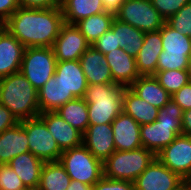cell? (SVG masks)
I'll return each mask as SVG.
<instances>
[{
  "label": "cell",
  "instance_id": "7dc6e473",
  "mask_svg": "<svg viewBox=\"0 0 191 190\" xmlns=\"http://www.w3.org/2000/svg\"><path fill=\"white\" fill-rule=\"evenodd\" d=\"M6 30V22L3 19H0V36Z\"/></svg>",
  "mask_w": 191,
  "mask_h": 190
},
{
  "label": "cell",
  "instance_id": "4fadbf2b",
  "mask_svg": "<svg viewBox=\"0 0 191 190\" xmlns=\"http://www.w3.org/2000/svg\"><path fill=\"white\" fill-rule=\"evenodd\" d=\"M182 134V123H167L155 120L140 125L142 146L155 155Z\"/></svg>",
  "mask_w": 191,
  "mask_h": 190
},
{
  "label": "cell",
  "instance_id": "bcb514c9",
  "mask_svg": "<svg viewBox=\"0 0 191 190\" xmlns=\"http://www.w3.org/2000/svg\"><path fill=\"white\" fill-rule=\"evenodd\" d=\"M172 190H188V179L183 180L179 185H177Z\"/></svg>",
  "mask_w": 191,
  "mask_h": 190
},
{
  "label": "cell",
  "instance_id": "3957f363",
  "mask_svg": "<svg viewBox=\"0 0 191 190\" xmlns=\"http://www.w3.org/2000/svg\"><path fill=\"white\" fill-rule=\"evenodd\" d=\"M125 88L118 83L87 86L84 100L87 103L89 125L112 123L123 112Z\"/></svg>",
  "mask_w": 191,
  "mask_h": 190
},
{
  "label": "cell",
  "instance_id": "d6a6232c",
  "mask_svg": "<svg viewBox=\"0 0 191 190\" xmlns=\"http://www.w3.org/2000/svg\"><path fill=\"white\" fill-rule=\"evenodd\" d=\"M165 22L179 33L191 37V1Z\"/></svg>",
  "mask_w": 191,
  "mask_h": 190
},
{
  "label": "cell",
  "instance_id": "f6af8a7d",
  "mask_svg": "<svg viewBox=\"0 0 191 190\" xmlns=\"http://www.w3.org/2000/svg\"><path fill=\"white\" fill-rule=\"evenodd\" d=\"M92 187L93 186L81 183L80 181L71 180L67 190H92Z\"/></svg>",
  "mask_w": 191,
  "mask_h": 190
},
{
  "label": "cell",
  "instance_id": "8d00e7d4",
  "mask_svg": "<svg viewBox=\"0 0 191 190\" xmlns=\"http://www.w3.org/2000/svg\"><path fill=\"white\" fill-rule=\"evenodd\" d=\"M92 190H135V187L133 182L113 180L103 176L93 185Z\"/></svg>",
  "mask_w": 191,
  "mask_h": 190
},
{
  "label": "cell",
  "instance_id": "8fae6325",
  "mask_svg": "<svg viewBox=\"0 0 191 190\" xmlns=\"http://www.w3.org/2000/svg\"><path fill=\"white\" fill-rule=\"evenodd\" d=\"M183 180L155 157L133 183L135 190H172Z\"/></svg>",
  "mask_w": 191,
  "mask_h": 190
},
{
  "label": "cell",
  "instance_id": "30bf717a",
  "mask_svg": "<svg viewBox=\"0 0 191 190\" xmlns=\"http://www.w3.org/2000/svg\"><path fill=\"white\" fill-rule=\"evenodd\" d=\"M156 157L182 179L191 178V136H177Z\"/></svg>",
  "mask_w": 191,
  "mask_h": 190
},
{
  "label": "cell",
  "instance_id": "836d02e7",
  "mask_svg": "<svg viewBox=\"0 0 191 190\" xmlns=\"http://www.w3.org/2000/svg\"><path fill=\"white\" fill-rule=\"evenodd\" d=\"M17 173L8 165H0V190H25Z\"/></svg>",
  "mask_w": 191,
  "mask_h": 190
},
{
  "label": "cell",
  "instance_id": "74e56055",
  "mask_svg": "<svg viewBox=\"0 0 191 190\" xmlns=\"http://www.w3.org/2000/svg\"><path fill=\"white\" fill-rule=\"evenodd\" d=\"M91 46L103 54H107L112 50L114 51V49L120 48V45H117L116 34H114L111 29L105 32Z\"/></svg>",
  "mask_w": 191,
  "mask_h": 190
},
{
  "label": "cell",
  "instance_id": "d4e9b609",
  "mask_svg": "<svg viewBox=\"0 0 191 190\" xmlns=\"http://www.w3.org/2000/svg\"><path fill=\"white\" fill-rule=\"evenodd\" d=\"M129 88L158 109L171 100V95L159 84L154 75L138 77Z\"/></svg>",
  "mask_w": 191,
  "mask_h": 190
},
{
  "label": "cell",
  "instance_id": "5bb4252c",
  "mask_svg": "<svg viewBox=\"0 0 191 190\" xmlns=\"http://www.w3.org/2000/svg\"><path fill=\"white\" fill-rule=\"evenodd\" d=\"M82 144L104 162L115 151L111 123L88 125L82 135Z\"/></svg>",
  "mask_w": 191,
  "mask_h": 190
},
{
  "label": "cell",
  "instance_id": "1f68e13d",
  "mask_svg": "<svg viewBox=\"0 0 191 190\" xmlns=\"http://www.w3.org/2000/svg\"><path fill=\"white\" fill-rule=\"evenodd\" d=\"M154 77L171 96L190 82L187 70L156 71Z\"/></svg>",
  "mask_w": 191,
  "mask_h": 190
},
{
  "label": "cell",
  "instance_id": "f1b7e54d",
  "mask_svg": "<svg viewBox=\"0 0 191 190\" xmlns=\"http://www.w3.org/2000/svg\"><path fill=\"white\" fill-rule=\"evenodd\" d=\"M71 178L59 161L45 162L37 190H67Z\"/></svg>",
  "mask_w": 191,
  "mask_h": 190
},
{
  "label": "cell",
  "instance_id": "83f0119b",
  "mask_svg": "<svg viewBox=\"0 0 191 190\" xmlns=\"http://www.w3.org/2000/svg\"><path fill=\"white\" fill-rule=\"evenodd\" d=\"M110 29L116 34L117 45L129 55L136 57L144 43L145 32L116 18L113 19Z\"/></svg>",
  "mask_w": 191,
  "mask_h": 190
},
{
  "label": "cell",
  "instance_id": "2e32d148",
  "mask_svg": "<svg viewBox=\"0 0 191 190\" xmlns=\"http://www.w3.org/2000/svg\"><path fill=\"white\" fill-rule=\"evenodd\" d=\"M115 150L130 151L143 147L140 125L124 111L111 123Z\"/></svg>",
  "mask_w": 191,
  "mask_h": 190
},
{
  "label": "cell",
  "instance_id": "f546056e",
  "mask_svg": "<svg viewBox=\"0 0 191 190\" xmlns=\"http://www.w3.org/2000/svg\"><path fill=\"white\" fill-rule=\"evenodd\" d=\"M115 15L109 12L94 14L78 21L75 25L92 45L98 38L111 28Z\"/></svg>",
  "mask_w": 191,
  "mask_h": 190
},
{
  "label": "cell",
  "instance_id": "44dd1931",
  "mask_svg": "<svg viewBox=\"0 0 191 190\" xmlns=\"http://www.w3.org/2000/svg\"><path fill=\"white\" fill-rule=\"evenodd\" d=\"M25 47L7 30L0 36V78L20 72Z\"/></svg>",
  "mask_w": 191,
  "mask_h": 190
},
{
  "label": "cell",
  "instance_id": "d590c367",
  "mask_svg": "<svg viewBox=\"0 0 191 190\" xmlns=\"http://www.w3.org/2000/svg\"><path fill=\"white\" fill-rule=\"evenodd\" d=\"M183 110L171 99L159 109L157 121L167 123H182Z\"/></svg>",
  "mask_w": 191,
  "mask_h": 190
},
{
  "label": "cell",
  "instance_id": "f907efd6",
  "mask_svg": "<svg viewBox=\"0 0 191 190\" xmlns=\"http://www.w3.org/2000/svg\"><path fill=\"white\" fill-rule=\"evenodd\" d=\"M25 190H35V189H32V188H26Z\"/></svg>",
  "mask_w": 191,
  "mask_h": 190
},
{
  "label": "cell",
  "instance_id": "9c48e42d",
  "mask_svg": "<svg viewBox=\"0 0 191 190\" xmlns=\"http://www.w3.org/2000/svg\"><path fill=\"white\" fill-rule=\"evenodd\" d=\"M20 123L27 133L29 152L44 162L59 161L62 151L39 116Z\"/></svg>",
  "mask_w": 191,
  "mask_h": 190
},
{
  "label": "cell",
  "instance_id": "ba28073f",
  "mask_svg": "<svg viewBox=\"0 0 191 190\" xmlns=\"http://www.w3.org/2000/svg\"><path fill=\"white\" fill-rule=\"evenodd\" d=\"M115 18L144 32L158 31L166 21L151 0H125Z\"/></svg>",
  "mask_w": 191,
  "mask_h": 190
},
{
  "label": "cell",
  "instance_id": "f35d334b",
  "mask_svg": "<svg viewBox=\"0 0 191 190\" xmlns=\"http://www.w3.org/2000/svg\"><path fill=\"white\" fill-rule=\"evenodd\" d=\"M171 99L183 110L191 109V82L181 87Z\"/></svg>",
  "mask_w": 191,
  "mask_h": 190
},
{
  "label": "cell",
  "instance_id": "cb8c5ba5",
  "mask_svg": "<svg viewBox=\"0 0 191 190\" xmlns=\"http://www.w3.org/2000/svg\"><path fill=\"white\" fill-rule=\"evenodd\" d=\"M74 99L76 97L72 93H68L54 76L38 90L40 113L55 112L62 105Z\"/></svg>",
  "mask_w": 191,
  "mask_h": 190
},
{
  "label": "cell",
  "instance_id": "9a60e30c",
  "mask_svg": "<svg viewBox=\"0 0 191 190\" xmlns=\"http://www.w3.org/2000/svg\"><path fill=\"white\" fill-rule=\"evenodd\" d=\"M39 117L45 122L48 131L62 152L82 145L83 134L72 127L56 111L40 113Z\"/></svg>",
  "mask_w": 191,
  "mask_h": 190
},
{
  "label": "cell",
  "instance_id": "ac0fdd59",
  "mask_svg": "<svg viewBox=\"0 0 191 190\" xmlns=\"http://www.w3.org/2000/svg\"><path fill=\"white\" fill-rule=\"evenodd\" d=\"M110 72L115 83L129 87L140 74L137 70L135 57L118 48L105 54Z\"/></svg>",
  "mask_w": 191,
  "mask_h": 190
},
{
  "label": "cell",
  "instance_id": "681fc988",
  "mask_svg": "<svg viewBox=\"0 0 191 190\" xmlns=\"http://www.w3.org/2000/svg\"><path fill=\"white\" fill-rule=\"evenodd\" d=\"M188 190H191V178L188 179Z\"/></svg>",
  "mask_w": 191,
  "mask_h": 190
},
{
  "label": "cell",
  "instance_id": "ffe728a7",
  "mask_svg": "<svg viewBox=\"0 0 191 190\" xmlns=\"http://www.w3.org/2000/svg\"><path fill=\"white\" fill-rule=\"evenodd\" d=\"M162 51L161 29L145 32L144 43L135 57L140 76L154 75L156 73L158 58Z\"/></svg>",
  "mask_w": 191,
  "mask_h": 190
},
{
  "label": "cell",
  "instance_id": "ee69618b",
  "mask_svg": "<svg viewBox=\"0 0 191 190\" xmlns=\"http://www.w3.org/2000/svg\"><path fill=\"white\" fill-rule=\"evenodd\" d=\"M125 0H102L106 12L116 14Z\"/></svg>",
  "mask_w": 191,
  "mask_h": 190
},
{
  "label": "cell",
  "instance_id": "60d3db41",
  "mask_svg": "<svg viewBox=\"0 0 191 190\" xmlns=\"http://www.w3.org/2000/svg\"><path fill=\"white\" fill-rule=\"evenodd\" d=\"M24 8L46 9L61 6V0H19Z\"/></svg>",
  "mask_w": 191,
  "mask_h": 190
},
{
  "label": "cell",
  "instance_id": "4dcf8cb0",
  "mask_svg": "<svg viewBox=\"0 0 191 190\" xmlns=\"http://www.w3.org/2000/svg\"><path fill=\"white\" fill-rule=\"evenodd\" d=\"M56 112L82 134L89 125L87 103L84 98H76L62 105Z\"/></svg>",
  "mask_w": 191,
  "mask_h": 190
},
{
  "label": "cell",
  "instance_id": "c3c4849f",
  "mask_svg": "<svg viewBox=\"0 0 191 190\" xmlns=\"http://www.w3.org/2000/svg\"><path fill=\"white\" fill-rule=\"evenodd\" d=\"M187 71H188L189 80L191 82V57L189 58Z\"/></svg>",
  "mask_w": 191,
  "mask_h": 190
},
{
  "label": "cell",
  "instance_id": "7c38bea8",
  "mask_svg": "<svg viewBox=\"0 0 191 190\" xmlns=\"http://www.w3.org/2000/svg\"><path fill=\"white\" fill-rule=\"evenodd\" d=\"M91 45L76 25L64 24L57 36L52 49L56 61L79 60Z\"/></svg>",
  "mask_w": 191,
  "mask_h": 190
},
{
  "label": "cell",
  "instance_id": "e575fe53",
  "mask_svg": "<svg viewBox=\"0 0 191 190\" xmlns=\"http://www.w3.org/2000/svg\"><path fill=\"white\" fill-rule=\"evenodd\" d=\"M191 0H151L152 5L159 14L167 20L170 16L176 14L186 3Z\"/></svg>",
  "mask_w": 191,
  "mask_h": 190
},
{
  "label": "cell",
  "instance_id": "4316f807",
  "mask_svg": "<svg viewBox=\"0 0 191 190\" xmlns=\"http://www.w3.org/2000/svg\"><path fill=\"white\" fill-rule=\"evenodd\" d=\"M64 22L75 25L94 14L106 12L102 0H61Z\"/></svg>",
  "mask_w": 191,
  "mask_h": 190
},
{
  "label": "cell",
  "instance_id": "52a82bcc",
  "mask_svg": "<svg viewBox=\"0 0 191 190\" xmlns=\"http://www.w3.org/2000/svg\"><path fill=\"white\" fill-rule=\"evenodd\" d=\"M56 58L52 47H27L20 72L38 91L55 74Z\"/></svg>",
  "mask_w": 191,
  "mask_h": 190
},
{
  "label": "cell",
  "instance_id": "e0dca14e",
  "mask_svg": "<svg viewBox=\"0 0 191 190\" xmlns=\"http://www.w3.org/2000/svg\"><path fill=\"white\" fill-rule=\"evenodd\" d=\"M55 80L76 98H84L88 86L79 60L57 61Z\"/></svg>",
  "mask_w": 191,
  "mask_h": 190
},
{
  "label": "cell",
  "instance_id": "7bdbcfd3",
  "mask_svg": "<svg viewBox=\"0 0 191 190\" xmlns=\"http://www.w3.org/2000/svg\"><path fill=\"white\" fill-rule=\"evenodd\" d=\"M182 135L191 136V109L183 111Z\"/></svg>",
  "mask_w": 191,
  "mask_h": 190
},
{
  "label": "cell",
  "instance_id": "5b68a950",
  "mask_svg": "<svg viewBox=\"0 0 191 190\" xmlns=\"http://www.w3.org/2000/svg\"><path fill=\"white\" fill-rule=\"evenodd\" d=\"M163 51L156 71L187 70L191 57V37L179 33L166 22L161 28Z\"/></svg>",
  "mask_w": 191,
  "mask_h": 190
},
{
  "label": "cell",
  "instance_id": "484cf974",
  "mask_svg": "<svg viewBox=\"0 0 191 190\" xmlns=\"http://www.w3.org/2000/svg\"><path fill=\"white\" fill-rule=\"evenodd\" d=\"M123 111L130 115L139 125L157 120L159 109L141 99L129 87L123 93Z\"/></svg>",
  "mask_w": 191,
  "mask_h": 190
},
{
  "label": "cell",
  "instance_id": "7a4b0ae2",
  "mask_svg": "<svg viewBox=\"0 0 191 190\" xmlns=\"http://www.w3.org/2000/svg\"><path fill=\"white\" fill-rule=\"evenodd\" d=\"M0 104L19 122L40 114L38 91L21 72L0 78Z\"/></svg>",
  "mask_w": 191,
  "mask_h": 190
},
{
  "label": "cell",
  "instance_id": "8992f818",
  "mask_svg": "<svg viewBox=\"0 0 191 190\" xmlns=\"http://www.w3.org/2000/svg\"><path fill=\"white\" fill-rule=\"evenodd\" d=\"M59 162L71 180L93 186L103 177V162L82 144L62 152Z\"/></svg>",
  "mask_w": 191,
  "mask_h": 190
},
{
  "label": "cell",
  "instance_id": "277c9868",
  "mask_svg": "<svg viewBox=\"0 0 191 190\" xmlns=\"http://www.w3.org/2000/svg\"><path fill=\"white\" fill-rule=\"evenodd\" d=\"M156 155L144 147L130 150H115L103 162V176L113 180L134 182L155 159Z\"/></svg>",
  "mask_w": 191,
  "mask_h": 190
},
{
  "label": "cell",
  "instance_id": "b9f144b4",
  "mask_svg": "<svg viewBox=\"0 0 191 190\" xmlns=\"http://www.w3.org/2000/svg\"><path fill=\"white\" fill-rule=\"evenodd\" d=\"M19 7V0H0V19L6 21Z\"/></svg>",
  "mask_w": 191,
  "mask_h": 190
},
{
  "label": "cell",
  "instance_id": "603a6c76",
  "mask_svg": "<svg viewBox=\"0 0 191 190\" xmlns=\"http://www.w3.org/2000/svg\"><path fill=\"white\" fill-rule=\"evenodd\" d=\"M44 164V161L31 152L19 154L8 163L17 173L24 186L35 190L39 187L41 170Z\"/></svg>",
  "mask_w": 191,
  "mask_h": 190
},
{
  "label": "cell",
  "instance_id": "ab89813d",
  "mask_svg": "<svg viewBox=\"0 0 191 190\" xmlns=\"http://www.w3.org/2000/svg\"><path fill=\"white\" fill-rule=\"evenodd\" d=\"M20 123L4 105L0 104V133Z\"/></svg>",
  "mask_w": 191,
  "mask_h": 190
},
{
  "label": "cell",
  "instance_id": "7402d4cb",
  "mask_svg": "<svg viewBox=\"0 0 191 190\" xmlns=\"http://www.w3.org/2000/svg\"><path fill=\"white\" fill-rule=\"evenodd\" d=\"M25 152H29L28 137L21 123L0 133V165Z\"/></svg>",
  "mask_w": 191,
  "mask_h": 190
},
{
  "label": "cell",
  "instance_id": "d6986e66",
  "mask_svg": "<svg viewBox=\"0 0 191 190\" xmlns=\"http://www.w3.org/2000/svg\"><path fill=\"white\" fill-rule=\"evenodd\" d=\"M88 85L115 83L105 54L90 46L79 59Z\"/></svg>",
  "mask_w": 191,
  "mask_h": 190
},
{
  "label": "cell",
  "instance_id": "6da1fadb",
  "mask_svg": "<svg viewBox=\"0 0 191 190\" xmlns=\"http://www.w3.org/2000/svg\"><path fill=\"white\" fill-rule=\"evenodd\" d=\"M5 22L6 30L25 48L52 47L65 24L61 6L46 9L20 6Z\"/></svg>",
  "mask_w": 191,
  "mask_h": 190
}]
</instances>
